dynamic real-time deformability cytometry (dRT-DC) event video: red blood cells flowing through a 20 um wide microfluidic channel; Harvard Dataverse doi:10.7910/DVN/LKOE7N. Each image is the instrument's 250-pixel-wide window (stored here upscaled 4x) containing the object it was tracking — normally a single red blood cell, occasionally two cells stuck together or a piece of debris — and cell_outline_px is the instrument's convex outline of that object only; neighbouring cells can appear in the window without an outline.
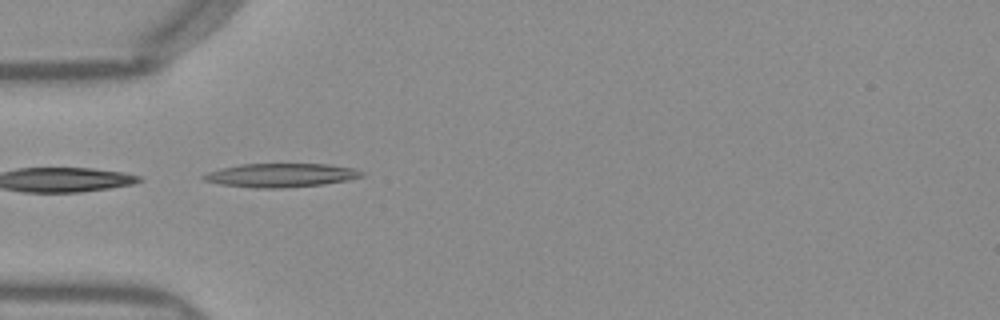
{"species": "Egyptian fruit bat (a non-hibernating species)", "species_latin": "Rousettus aegyptiacus", "temperature_condition": "warm", "stored_images_in_passage": 3, "camera_frame_rate_fps": 3000, "um_per_image_px": 0.085, "frame": {"image": 1, "passage_image": 1, "time_ms": 0.0, "image_size_px": [1000, 320], "cell_outline_px": [[364, 176], [348, 180], [324, 184], [280, 188], [252, 188], [220, 184], [204, 180], [200, 176], [208, 172], [240, 164], [328, 164], [356, 168], [364, 172]], "centroid_in_image_um": [23.91, 14.89], "position_along_channel_um": 61.1, "area_um2": 21.91}}